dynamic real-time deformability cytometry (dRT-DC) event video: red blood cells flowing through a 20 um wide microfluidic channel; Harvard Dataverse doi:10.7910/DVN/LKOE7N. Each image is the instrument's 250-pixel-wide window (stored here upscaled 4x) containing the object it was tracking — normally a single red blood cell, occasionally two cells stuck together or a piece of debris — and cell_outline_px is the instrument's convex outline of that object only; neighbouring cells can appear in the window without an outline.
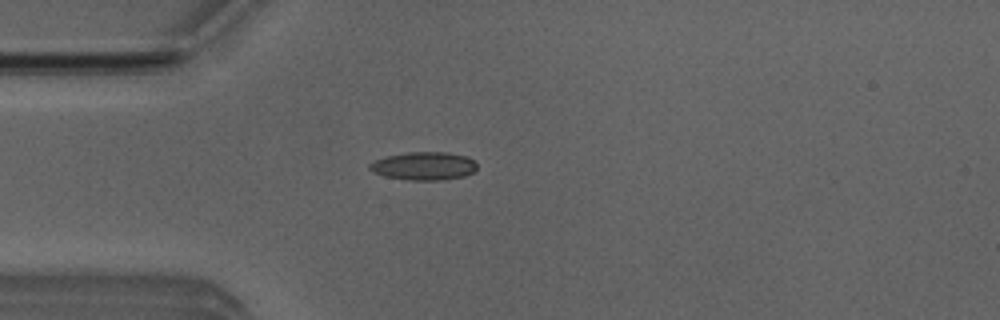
{"species": "Egyptian fruit bat (a non-hibernating species)", "species_latin": "Rousettus aegyptiacus", "temperature_condition": "room temperature", "stored_images_in_passage": 34, "camera_frame_rate_fps": 3000, "um_per_image_px": 0.085, "animal": {"sex": "male"}, "frame": {"image": 1, "passage_image": 1, "time_ms": 0.0, "image_size_px": [1000, 320], "cell_outline_px": [[476, 168], [472, 172], [464, 176], [444, 180], [408, 180], [384, 176], [372, 172], [368, 168], [368, 164], [384, 156], [408, 152], [448, 152], [468, 156], [476, 160]], "centroid_in_image_um": [36.03, 14.1], "position_along_channel_um": 49.0, "area_um2": 17.86}}
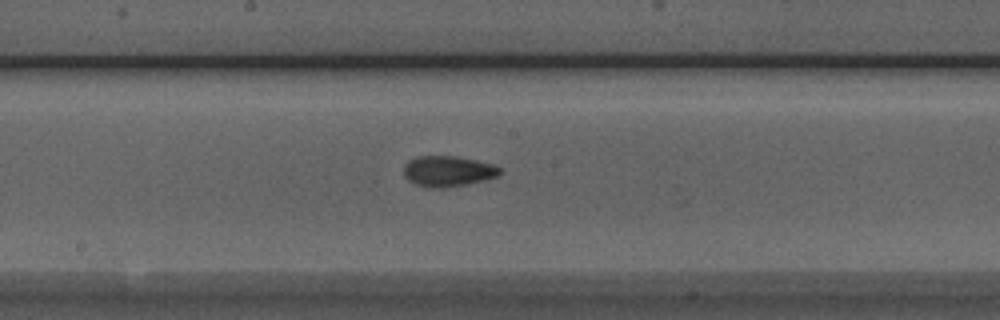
{"frame": {"image": 2, "passage_image": 14, "time_ms": 4.333, "image_size_px": [1000, 320], "cell_outline_px": [[500, 172], [496, 176], [484, 180], [468, 184], [444, 188], [428, 188], [416, 184], [408, 180], [404, 176], [404, 164], [408, 160], [416, 156], [456, 156], [476, 160], [492, 164], [500, 168]], "centroid_in_image_um": [38.03, 14.55], "position_along_channel_um": 210.2, "area_um2": 17.22}}
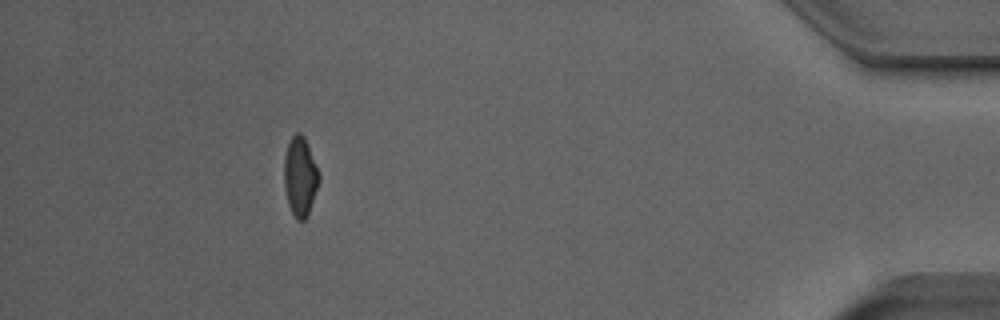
{"frame": {"image": 3, "passage_image": 34, "time_ms": 11.0, "image_size_px": [1000, 320], "cell_outline_px": [[320, 180], [308, 216], [304, 220], [296, 220], [288, 204], [284, 188], [284, 156], [288, 144], [292, 136], [296, 132], [300, 132], [304, 136], [320, 172]], "centroid_in_image_um": [25.52, 15.01], "position_along_channel_um": 409.7, "area_um2": 16.36}, "authors_computed_cell_mechanics": {"area_um2": 16.184, "velocity_mm_per_s": 3.9461, "shape_relaxation_time_tau1_ms": 6.7687, "shape_relaxation_time_tau2_ms": 2.3276, "deformation_change_tau1": 0.1738, "deformation_change_tau2": 0.0823}}